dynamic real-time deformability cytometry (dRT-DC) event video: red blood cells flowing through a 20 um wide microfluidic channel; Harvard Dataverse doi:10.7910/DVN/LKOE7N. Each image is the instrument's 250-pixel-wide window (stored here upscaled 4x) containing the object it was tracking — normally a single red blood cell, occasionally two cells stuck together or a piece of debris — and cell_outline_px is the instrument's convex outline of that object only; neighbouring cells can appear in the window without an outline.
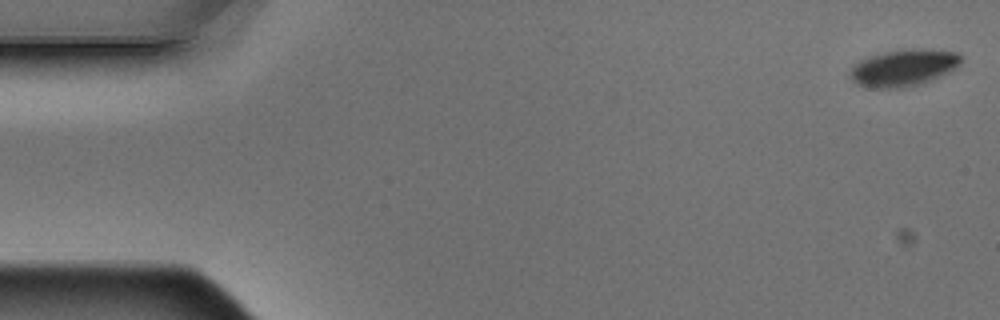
{"species": "Egyptian fruit bat (a non-hibernating species)", "species_latin": "Rousettus aegyptiacus", "temperature_condition": "warm", "stored_images_in_passage": 6, "segment_of_instrument_passage": [2, 2], "camera_frame_rate_fps": 3000, "um_per_image_px": 0.085, "animal": {"sex": "male"}, "frame": {"image": 1, "passage_image": 6, "time_ms": 1.667, "image_size_px": [1000, 320], "cell_outline_px": [[960, 64], [956, 68], [940, 76], [904, 88], [864, 88], [856, 84], [848, 76], [848, 72], [860, 60], [884, 52], [912, 48], [916, 48], [956, 52], [960, 56]], "centroid_in_image_um": [76.75, 5.77], "position_along_channel_um": 8.3, "area_um2": 23.64}}